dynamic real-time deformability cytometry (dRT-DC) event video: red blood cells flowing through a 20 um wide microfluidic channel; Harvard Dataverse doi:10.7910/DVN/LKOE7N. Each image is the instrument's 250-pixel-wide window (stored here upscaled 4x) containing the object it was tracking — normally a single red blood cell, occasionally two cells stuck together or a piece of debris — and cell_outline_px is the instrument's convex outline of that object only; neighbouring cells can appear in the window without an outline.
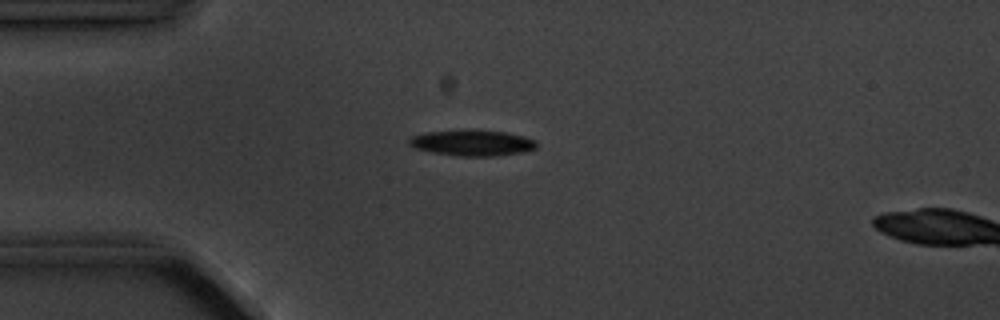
{"species": "common noctule bat (a hibernating species)", "species_latin": "Nyctalus noctula", "temperature_condition": "cold", "stored_images_in_passage": 2, "camera_frame_rate_fps": 3000, "um_per_image_px": 0.085, "animal": {"sex": "male", "body_mass_g": 20.1, "forearm_length_mm": 53.5}, "frame": {"image": 1, "passage_image": 1, "time_ms": 0.0, "image_size_px": [1000, 320], "cell_outline_px": [[536, 148], [524, 152], [496, 156], [460, 156], [432, 152], [416, 148], [408, 144], [408, 140], [412, 136], [424, 132], [472, 128], [508, 132], [524, 136], [536, 140]], "centroid_in_image_um": [40.15, 12.11], "position_along_channel_um": 44.8, "area_um2": 19.71}}